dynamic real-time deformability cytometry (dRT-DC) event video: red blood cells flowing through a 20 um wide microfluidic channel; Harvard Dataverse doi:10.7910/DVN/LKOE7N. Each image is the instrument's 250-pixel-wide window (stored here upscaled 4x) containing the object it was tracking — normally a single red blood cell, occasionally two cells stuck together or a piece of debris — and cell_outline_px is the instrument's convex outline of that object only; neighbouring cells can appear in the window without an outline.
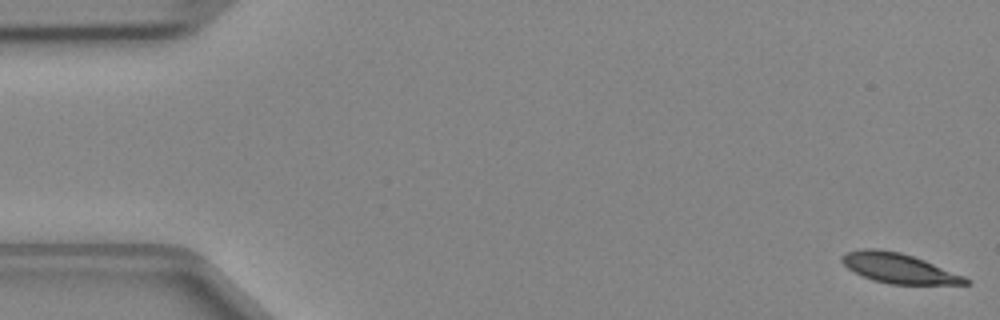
{"species": "Egyptian fruit bat (a non-hibernating species)", "species_latin": "Rousettus aegyptiacus", "temperature_condition": "cold", "stored_images_in_passage": 49, "segment_of_instrument_passage": [1, 2], "camera_frame_rate_fps": 3000, "um_per_image_px": 0.085, "animal": {"sex": "female"}, "frame": {"image": 1, "passage_image": 1, "time_ms": 0.0, "image_size_px": [1000, 320], "cell_outline_px": [[972, 284], [888, 284], [872, 280], [848, 268], [840, 260], [840, 256], [844, 252], [864, 248], [876, 248], [900, 252], [924, 260], [964, 276], [972, 280]], "centroid_in_image_um": [76.38, 22.79], "position_along_channel_um": 8.6, "area_um2": 21.5}}
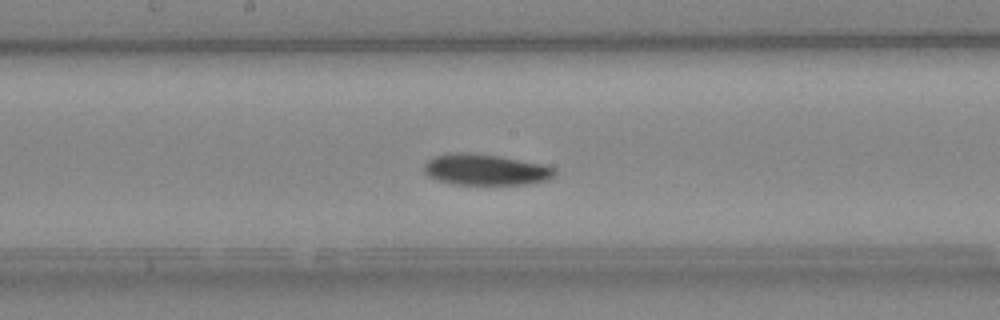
{"frame": {"image": 2, "passage_image": 25, "time_ms": 8.0, "image_size_px": [1000, 320], "cell_outline_px": [[556, 172], [548, 180], [528, 184], [452, 184], [436, 180], [428, 176], [424, 172], [424, 164], [432, 156], [452, 152], [468, 152], [500, 156], [544, 164], [556, 168]], "centroid_in_image_um": [41.25, 14.41], "position_along_channel_um": 207.0, "area_um2": 23.93}}
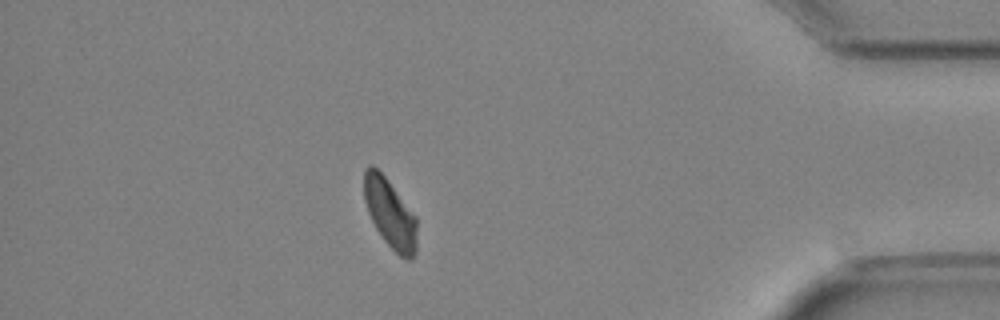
{"frame": {"image": 3, "passage_image": 42, "time_ms": 13.667, "image_size_px": [1000, 320], "cell_outline_px": [[416, 252], [412, 260], [408, 260], [400, 256], [384, 240], [376, 228], [368, 212], [364, 200], [364, 168], [368, 164], [372, 164], [384, 176], [416, 216]], "centroid_in_image_um": [33.14, 18.14], "position_along_channel_um": 402.1, "area_um2": 21.1}}